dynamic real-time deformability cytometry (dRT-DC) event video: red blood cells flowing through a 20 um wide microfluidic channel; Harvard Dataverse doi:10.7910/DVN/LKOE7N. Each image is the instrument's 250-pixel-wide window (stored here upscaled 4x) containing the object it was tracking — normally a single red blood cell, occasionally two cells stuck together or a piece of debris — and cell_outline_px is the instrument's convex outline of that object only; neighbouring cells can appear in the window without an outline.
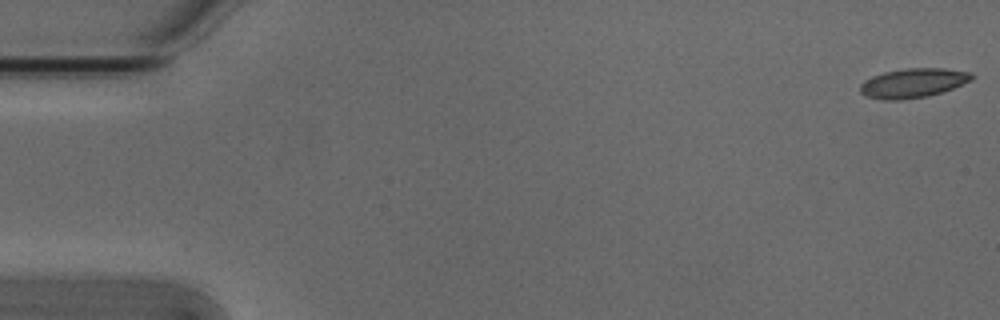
{"species": "Egyptian fruit bat (a non-hibernating species)", "species_latin": "Rousettus aegyptiacus", "temperature_condition": "cold", "stored_images_in_passage": 54, "camera_frame_rate_fps": 3000, "um_per_image_px": 0.085, "animal": {"sex": "male"}, "frame": {"image": 1, "passage_image": 1, "time_ms": 0.0, "image_size_px": [1000, 320], "cell_outline_px": [[976, 76], [972, 80], [952, 88], [940, 92], [924, 96], [900, 100], [884, 100], [864, 96], [860, 92], [860, 84], [864, 80], [872, 76], [884, 72], [904, 68], [944, 68], [972, 72]], "centroid_in_image_um": [77.6, 7.04], "position_along_channel_um": 7.4, "area_um2": 19.13}}
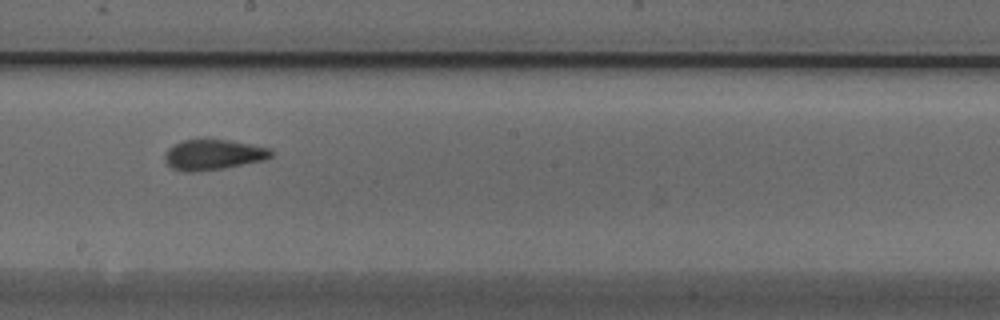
{"frame": {"image": 2, "passage_image": 30, "time_ms": 9.667, "image_size_px": [1000, 320], "cell_outline_px": [[272, 156], [264, 160], [224, 168], [196, 172], [188, 172], [172, 168], [164, 160], [164, 152], [172, 144], [184, 140], [204, 136], [252, 144], [272, 148]], "centroid_in_image_um": [18.1, 13.1], "position_along_channel_um": 230.1, "area_um2": 19.54}}
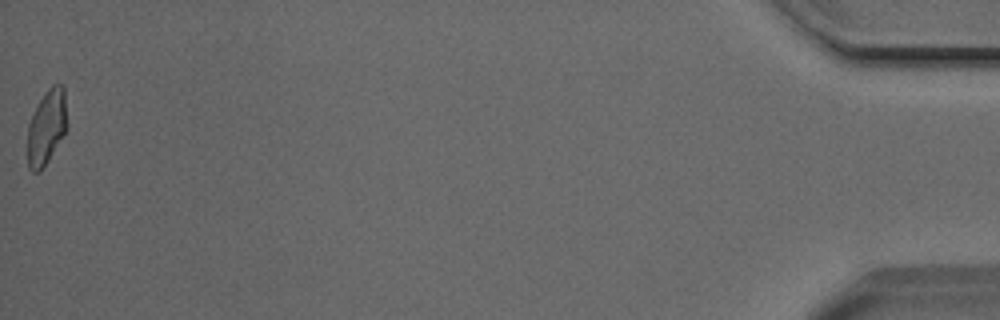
{"frame": {"image": 3, "passage_image": 54, "time_ms": 17.667, "image_size_px": [1000, 320], "cell_outline_px": [[68, 128], [48, 160], [40, 172], [32, 172], [28, 168], [28, 124], [40, 100], [48, 88], [52, 84], [60, 84], [64, 88], [68, 124]], "centroid_in_image_um": [3.98, 10.81], "position_along_channel_um": 431.2, "area_um2": 17.22}, "authors_computed_cell_mechanics": {"area_um2": 18.496, "velocity_mm_per_s": 3.8138, "shape_relaxation_time_tau1_ms": 8.0974, "shape_relaxation_time_tau2_ms": 1.6578, "deformation_change_tau1": 0.1671, "deformation_change_tau2": 0.0676}}